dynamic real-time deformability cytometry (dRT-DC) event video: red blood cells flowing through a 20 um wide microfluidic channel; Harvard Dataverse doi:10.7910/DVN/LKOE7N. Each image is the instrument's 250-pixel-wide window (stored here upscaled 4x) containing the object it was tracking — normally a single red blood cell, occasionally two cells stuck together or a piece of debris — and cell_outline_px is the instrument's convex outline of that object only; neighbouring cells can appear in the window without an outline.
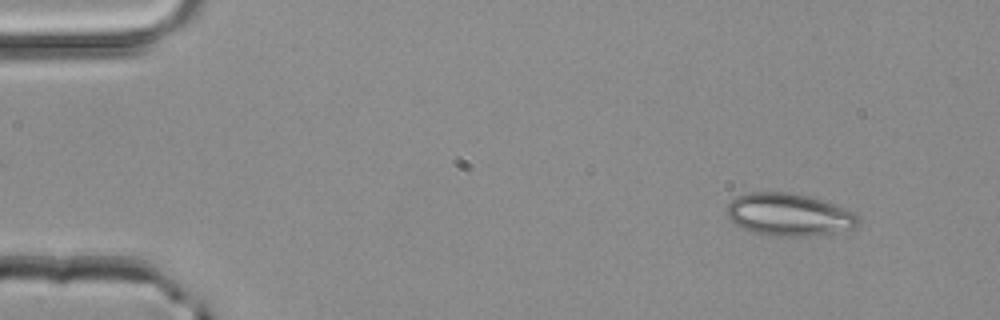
{"species": "common noctule bat (a hibernating species)", "species_latin": "Nyctalus noctula", "temperature_condition": "room temperature", "stored_images_in_passage": 49, "camera_frame_rate_fps": 3000, "um_per_image_px": 0.085, "animal": {"sex": "male", "body_mass_g": 20.4}, "frame": {"image": 1, "passage_image": 4, "time_ms": 1.0, "image_size_px": [1000, 320], "cell_outline_px": [[860, 224], [852, 228], [832, 232], [808, 236], [776, 236], [752, 232], [736, 224], [724, 212], [728, 204], [736, 196], [748, 192], [788, 192], [820, 200], [844, 208], [852, 212], [860, 220]], "centroid_in_image_um": [67.0, 18.24], "position_along_channel_um": 18.0, "area_um2": 32.08}}
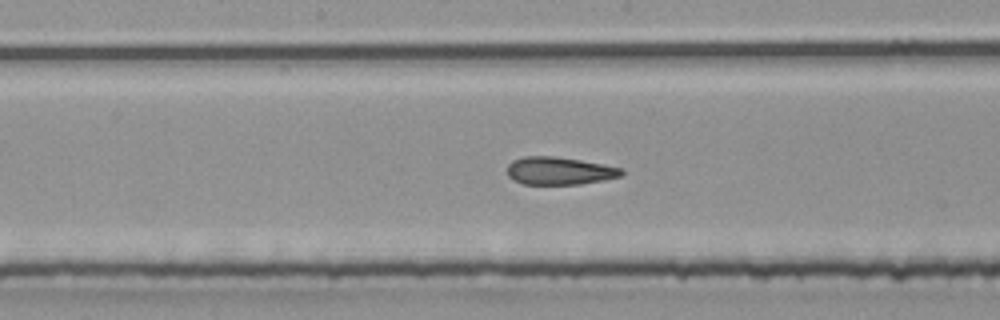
{"frame": {"image": 2, "passage_image": 25, "time_ms": 8.0, "image_size_px": [1000, 320], "cell_outline_px": [[624, 172], [620, 176], [604, 180], [580, 184], [524, 184], [512, 180], [508, 176], [508, 164], [512, 160], [524, 156], [556, 156], [604, 164], [624, 168]], "centroid_in_image_um": [47.55, 14.51], "position_along_channel_um": 200.7, "area_um2": 18.61}}
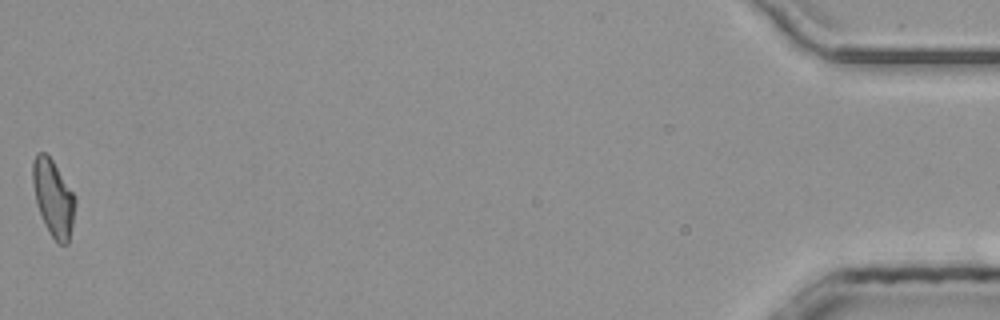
{"frame": {"image": 3, "passage_image": 49, "time_ms": 16.0, "image_size_px": [1000, 320], "cell_outline_px": [[76, 204], [68, 244], [56, 244], [40, 212], [36, 200], [32, 184], [32, 160], [36, 152], [44, 152], [52, 160], [76, 196]], "centroid_in_image_um": [4.53, 16.79], "position_along_channel_um": 430.7, "area_um2": 18.79}, "authors_computed_cell_mechanics": {"area_um2": 19.1318, "velocity_mm_per_s": 4.1707, "shape_relaxation_time_tau1_ms": 8.6155, "shape_relaxation_time_tau2_ms": 1.8362, "deformation_change_tau1": 0.1771, "deformation_change_tau2": 0.107}}